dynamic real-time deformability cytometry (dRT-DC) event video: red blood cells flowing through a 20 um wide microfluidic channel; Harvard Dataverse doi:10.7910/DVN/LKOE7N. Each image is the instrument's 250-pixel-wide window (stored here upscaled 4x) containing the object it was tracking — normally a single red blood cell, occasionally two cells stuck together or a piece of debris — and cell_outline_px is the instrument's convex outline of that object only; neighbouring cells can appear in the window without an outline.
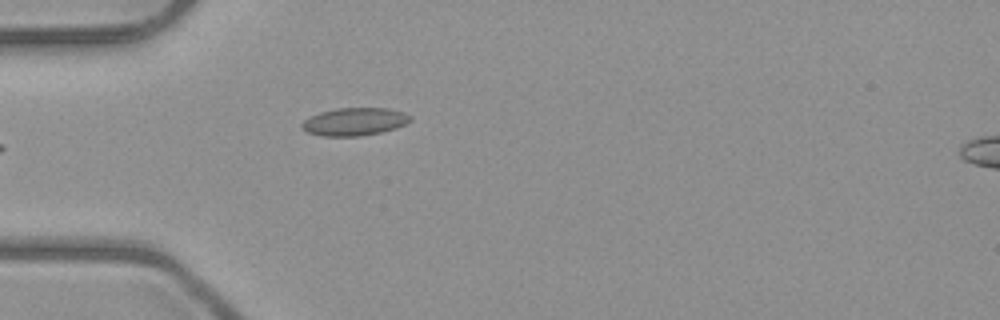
{"species": "common noctule bat (a hibernating species)", "species_latin": "Nyctalus noctula", "temperature_condition": "room temperature", "stored_images_in_passage": 5, "camera_frame_rate_fps": 3000, "um_per_image_px": 0.085, "animal": {"sex": "male", "body_mass_g": 23.1, "forearm_length_mm": 52.7}, "frame": {"image": 1, "passage_image": 5, "time_ms": 4.667, "image_size_px": [1000, 320], "cell_outline_px": [[412, 120], [396, 128], [380, 132], [360, 136], [324, 136], [308, 132], [300, 124], [304, 120], [320, 112], [336, 108], [388, 108], [404, 112], [412, 116]], "centroid_in_image_um": [30.17, 10.33], "position_along_channel_um": 54.8, "area_um2": 17.46}}